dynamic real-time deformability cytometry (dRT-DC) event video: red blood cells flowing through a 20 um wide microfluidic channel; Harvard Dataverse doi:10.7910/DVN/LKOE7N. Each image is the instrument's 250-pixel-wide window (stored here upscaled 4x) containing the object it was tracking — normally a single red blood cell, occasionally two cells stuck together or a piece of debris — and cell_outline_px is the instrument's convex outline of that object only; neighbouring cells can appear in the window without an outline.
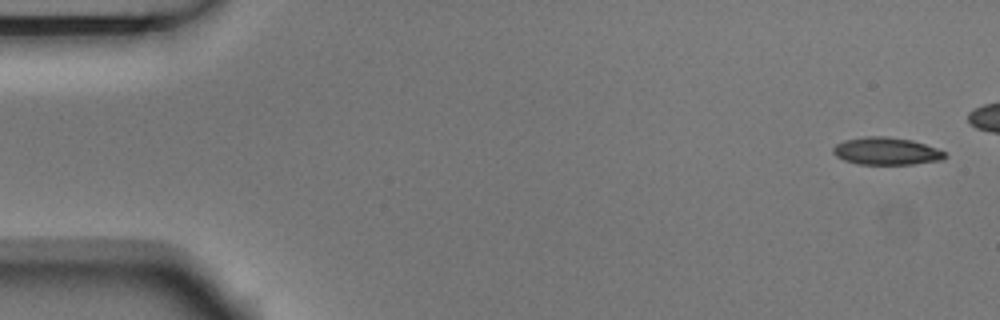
{"species": "Egyptian fruit bat (a non-hibernating species)", "species_latin": "Rousettus aegyptiacus", "temperature_condition": "room temperature", "stored_images_in_passage": 4, "camera_frame_rate_fps": 3000, "um_per_image_px": 0.085, "animal": {"sex": "male"}, "frame": {"image": 1, "passage_image": 1, "time_ms": 0.0, "image_size_px": [1000, 320], "cell_outline_px": [[948, 156], [940, 160], [912, 164], [856, 164], [844, 160], [836, 156], [832, 152], [832, 148], [836, 144], [844, 140], [864, 136], [884, 136], [912, 140], [936, 148], [944, 152]], "centroid_in_image_um": [75.3, 12.84], "position_along_channel_um": 9.7, "area_um2": 17.86}}